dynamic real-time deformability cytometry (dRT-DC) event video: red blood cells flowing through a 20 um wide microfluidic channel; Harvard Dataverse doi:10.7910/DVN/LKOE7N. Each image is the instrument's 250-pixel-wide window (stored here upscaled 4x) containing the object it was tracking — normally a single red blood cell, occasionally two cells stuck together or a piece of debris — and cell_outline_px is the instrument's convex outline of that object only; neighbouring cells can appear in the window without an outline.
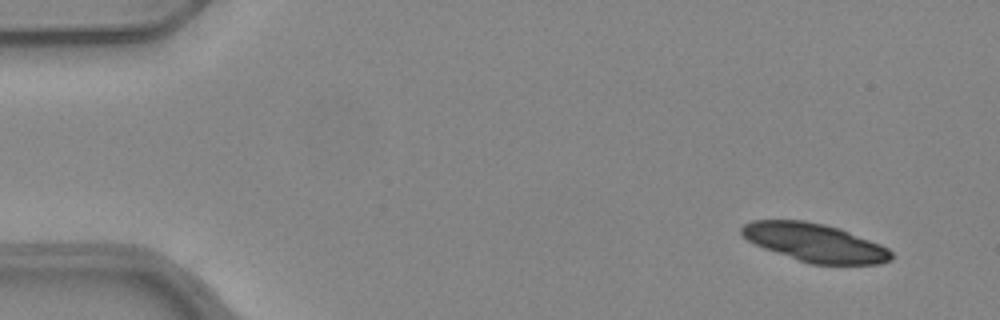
{"species": "common noctule bat (a hibernating species)", "species_latin": "Nyctalus noctula", "temperature_condition": "warm", "stored_images_in_passage": 26, "camera_frame_rate_fps": 3000, "um_per_image_px": 0.085, "animal": {"sex": "female", "body_mass_g": 24.6, "forearm_length_mm": 56.2}, "frame": {"image": 1, "passage_image": 3, "time_ms": 0.667, "image_size_px": [1000, 320], "cell_outline_px": [[892, 260], [880, 264], [812, 264], [764, 248], [748, 240], [740, 232], [740, 228], [744, 224], [752, 220], [804, 220], [824, 224], [840, 228], [880, 244], [888, 248], [892, 252]], "centroid_in_image_um": [69.28, 20.61], "position_along_channel_um": 15.7, "area_um2": 33.18}}